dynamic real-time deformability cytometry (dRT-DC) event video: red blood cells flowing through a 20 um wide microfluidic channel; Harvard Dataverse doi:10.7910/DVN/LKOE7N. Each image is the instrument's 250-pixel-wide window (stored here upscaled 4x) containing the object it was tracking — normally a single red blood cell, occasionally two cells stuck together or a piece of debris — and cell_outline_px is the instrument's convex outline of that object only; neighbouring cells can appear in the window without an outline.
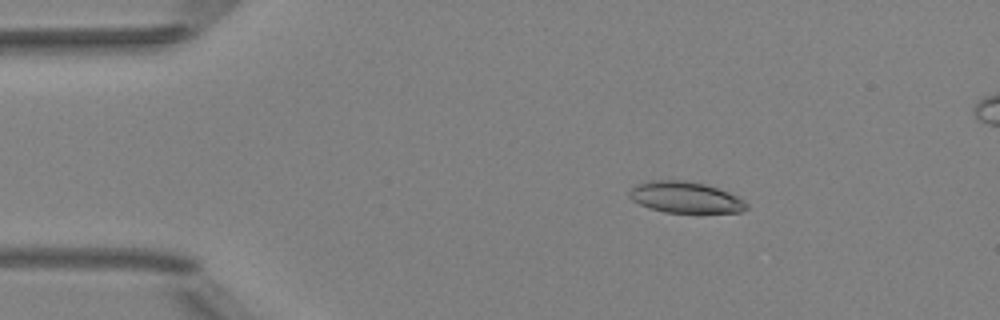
{"species": "Egyptian fruit bat (a non-hibernating species)", "species_latin": "Rousettus aegyptiacus", "temperature_condition": "room temperature", "stored_images_in_passage": 27, "camera_frame_rate_fps": 3000, "um_per_image_px": 0.085, "animal": {"sex": "female"}, "frame": {"image": 1, "passage_image": 8, "time_ms": 2.333, "image_size_px": [1000, 320], "cell_outline_px": [[748, 208], [740, 212], [664, 212], [648, 208], [632, 200], [628, 196], [628, 192], [636, 184], [648, 180], [684, 180], [704, 184], [728, 192], [744, 200], [748, 204]], "centroid_in_image_um": [58.22, 16.77], "position_along_channel_um": 26.8, "area_um2": 21.27}}
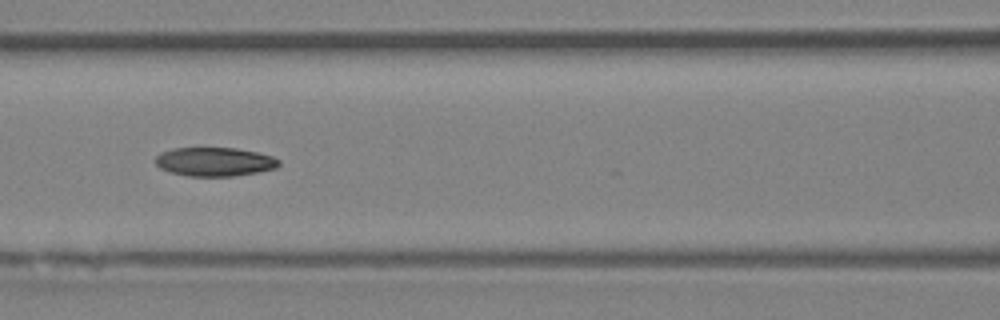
{"frame": {"image": 2, "passage_image": 22, "time_ms": 7.0, "image_size_px": [1000, 320], "cell_outline_px": [[280, 164], [276, 168], [256, 172], [232, 176], [188, 176], [168, 172], [160, 168], [156, 164], [156, 156], [160, 152], [172, 148], [236, 148], [256, 152], [272, 156], [280, 160]], "centroid_in_image_um": [18.21, 13.75], "position_along_channel_um": 148.4, "area_um2": 20.75}}
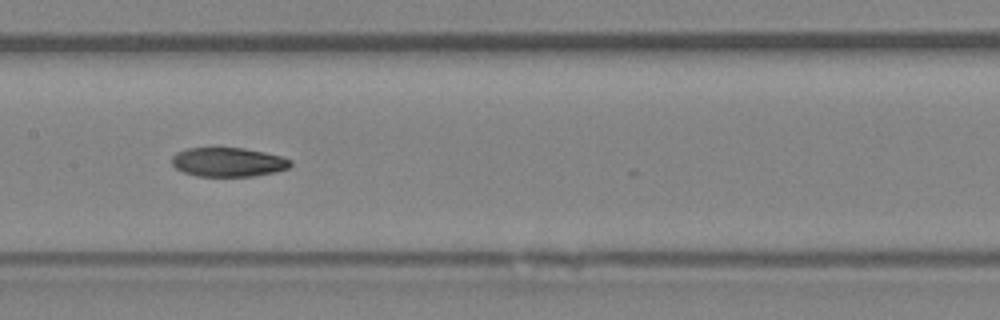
{"frame": {"image": 3, "passage_image": 25, "time_ms": 8.0, "image_size_px": [1000, 320], "cell_outline_px": [[292, 164], [288, 168], [272, 172], [252, 176], [196, 176], [184, 172], [176, 168], [172, 164], [172, 156], [176, 152], [188, 148], [244, 148], [264, 152], [280, 156], [292, 160]], "centroid_in_image_um": [19.37, 13.77], "position_along_channel_um": 188.0, "area_um2": 20.0}}